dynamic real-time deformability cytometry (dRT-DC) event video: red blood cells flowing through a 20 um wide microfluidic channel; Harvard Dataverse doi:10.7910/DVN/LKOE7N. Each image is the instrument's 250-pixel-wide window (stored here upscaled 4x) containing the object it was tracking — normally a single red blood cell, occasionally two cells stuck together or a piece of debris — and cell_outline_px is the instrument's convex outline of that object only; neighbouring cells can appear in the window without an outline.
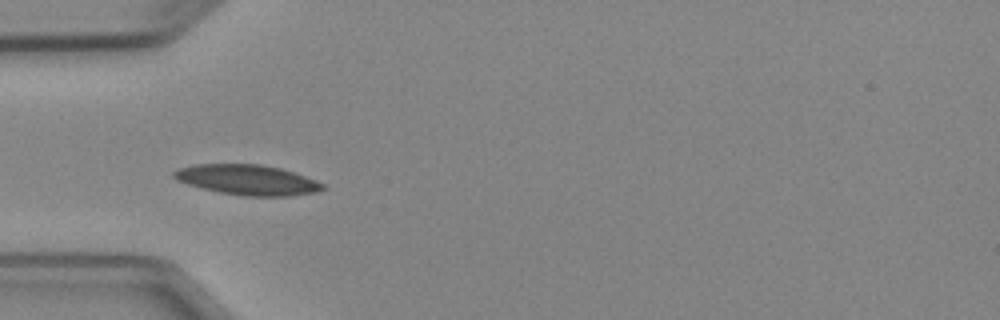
{"species": "Egyptian fruit bat (a non-hibernating species)", "species_latin": "Rousettus aegyptiacus", "temperature_condition": "cold", "stored_images_in_passage": 7, "camera_frame_rate_fps": 3000, "um_per_image_px": 0.085, "animal": {"sex": "female"}, "frame": {"image": 1, "passage_image": 4, "time_ms": 4.667, "image_size_px": [1000, 320], "cell_outline_px": [[328, 188], [312, 192], [288, 196], [244, 196], [220, 192], [188, 184], [176, 180], [172, 176], [172, 172], [180, 168], [196, 164], [260, 164], [280, 168], [316, 180], [324, 184]], "centroid_in_image_um": [21.02, 15.28], "position_along_channel_um": 64.0, "area_um2": 25.95}}
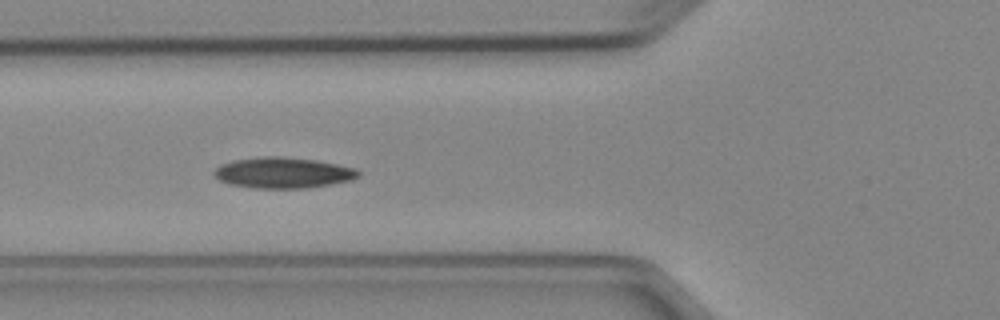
{"frame": {"image": 2, "passage_image": 5, "time_ms": 5.667, "image_size_px": [1000, 320], "cell_outline_px": [[360, 176], [352, 180], [304, 188], [256, 188], [232, 184], [220, 180], [212, 172], [220, 164], [232, 160], [256, 156], [284, 156], [316, 160], [356, 168], [360, 172]], "centroid_in_image_um": [24.05, 14.66], "position_along_channel_um": 101.7, "area_um2": 25.95}}